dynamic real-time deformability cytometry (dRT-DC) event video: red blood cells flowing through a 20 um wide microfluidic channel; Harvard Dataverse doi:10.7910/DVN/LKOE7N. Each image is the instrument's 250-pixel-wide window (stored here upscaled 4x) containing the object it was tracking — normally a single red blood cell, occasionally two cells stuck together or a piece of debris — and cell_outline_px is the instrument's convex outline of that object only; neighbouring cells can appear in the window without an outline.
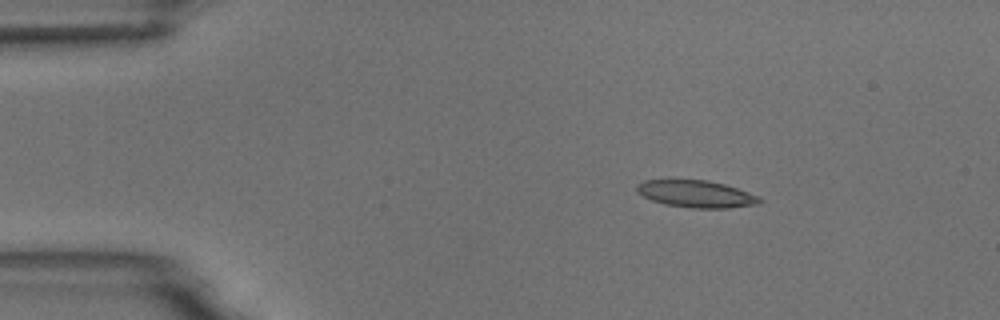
{"species": "common noctule bat (a hibernating species)", "species_latin": "Nyctalus noctula", "temperature_condition": "room temperature", "stored_images_in_passage": 5, "camera_frame_rate_fps": 3000, "um_per_image_px": 0.085, "animal": {"sex": "male", "body_mass_g": 18.8}, "frame": {"image": 1, "passage_image": 3, "time_ms": 2.333, "image_size_px": [1000, 320], "cell_outline_px": [[764, 200], [760, 204], [728, 208], [692, 208], [664, 204], [652, 200], [636, 192], [636, 184], [644, 180], [708, 180], [724, 184], [760, 196]], "centroid_in_image_um": [59.2, 16.49], "position_along_channel_um": 25.8, "area_um2": 19.48}}